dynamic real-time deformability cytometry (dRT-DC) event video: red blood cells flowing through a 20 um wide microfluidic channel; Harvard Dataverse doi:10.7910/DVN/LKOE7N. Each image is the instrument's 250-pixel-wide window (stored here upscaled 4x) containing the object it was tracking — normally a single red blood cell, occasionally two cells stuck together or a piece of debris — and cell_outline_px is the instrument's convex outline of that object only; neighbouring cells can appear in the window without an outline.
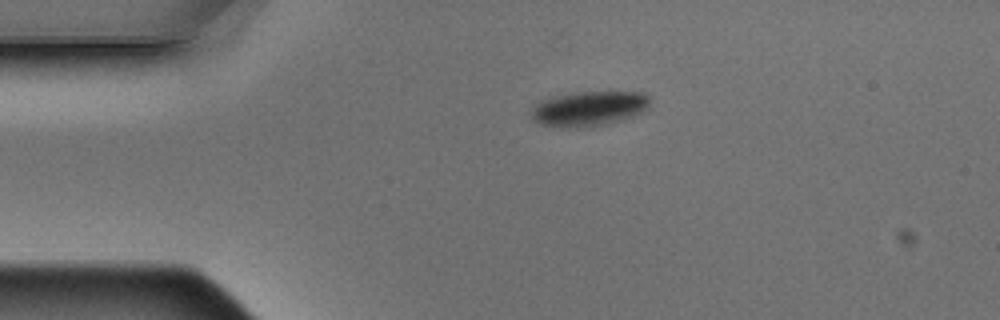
{"species": "Egyptian fruit bat (a non-hibernating species)", "species_latin": "Rousettus aegyptiacus", "temperature_condition": "warm", "stored_images_in_passage": 3, "camera_frame_rate_fps": 3000, "um_per_image_px": 0.085, "animal": {"sex": "male"}, "frame": {"image": 1, "passage_image": 1, "time_ms": 0.0, "image_size_px": [1000, 320], "cell_outline_px": [[648, 108], [624, 120], [608, 124], [580, 128], [564, 128], [540, 124], [532, 116], [532, 108], [540, 100], [556, 96], [580, 92], [640, 92], [648, 96]], "centroid_in_image_um": [50.05, 9.25], "position_along_channel_um": 34.9, "area_um2": 23.99}}
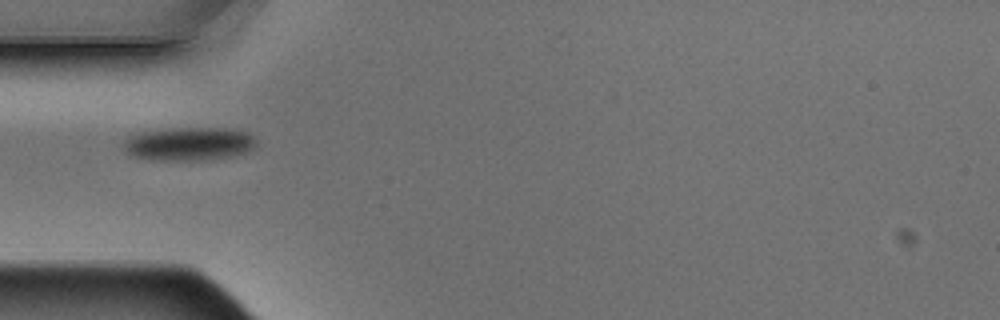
{"frame": {"image": 2, "passage_image": 2, "time_ms": 0.333, "image_size_px": [1000, 320], "cell_outline_px": [[256, 144], [248, 152], [236, 156], [208, 160], [148, 160], [136, 156], [128, 152], [124, 148], [124, 140], [128, 136], [136, 132], [176, 128], [232, 128], [248, 132], [256, 140]], "centroid_in_image_um": [16.1, 12.22], "position_along_channel_um": 68.9, "area_um2": 26.18}}
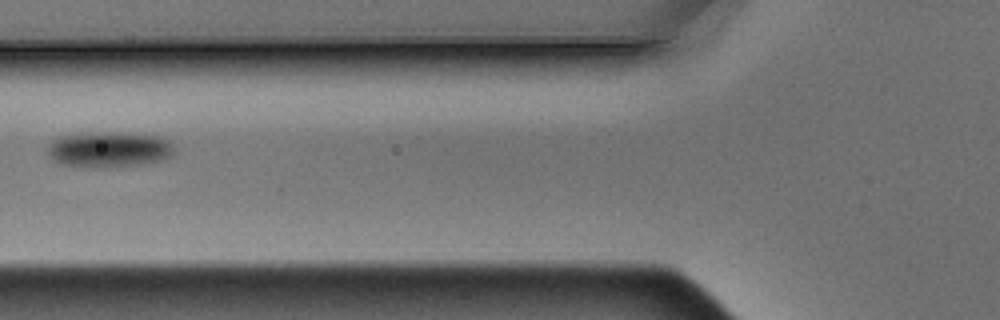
{"frame": {"image": 3, "passage_image": 3, "time_ms": 0.667, "image_size_px": [1000, 320], "cell_outline_px": [[172, 156], [160, 160], [140, 164], [108, 168], [100, 168], [60, 164], [52, 160], [48, 156], [48, 144], [56, 136], [96, 132], [128, 132], [156, 136], [168, 140], [172, 144]], "centroid_in_image_um": [9.21, 12.7], "position_along_channel_um": 116.6, "area_um2": 26.59}}